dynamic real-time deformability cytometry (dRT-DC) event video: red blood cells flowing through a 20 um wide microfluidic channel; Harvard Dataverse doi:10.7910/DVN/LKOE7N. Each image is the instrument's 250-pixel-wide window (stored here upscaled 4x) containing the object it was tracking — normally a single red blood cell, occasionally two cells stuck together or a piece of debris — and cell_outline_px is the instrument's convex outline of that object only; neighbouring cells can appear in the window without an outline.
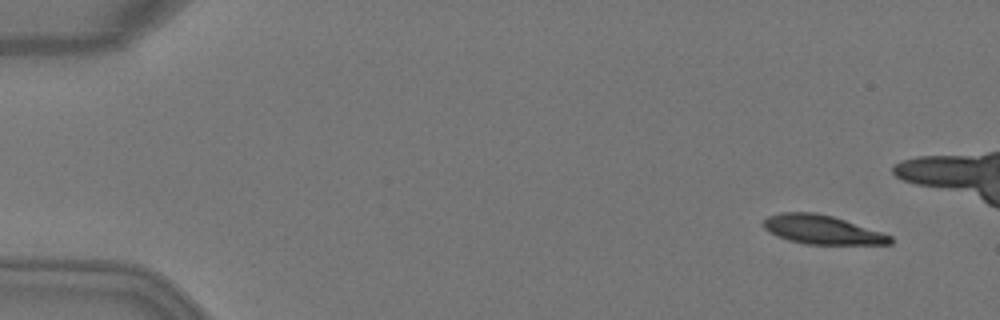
{"species": "Egyptian fruit bat (a non-hibernating species)", "species_latin": "Rousettus aegyptiacus", "temperature_condition": "warm", "stored_images_in_passage": 5, "camera_frame_rate_fps": 3000, "um_per_image_px": 0.085, "animal": {"sex": "female"}, "frame": {"image": 1, "passage_image": 1, "time_ms": 0.0, "image_size_px": [1000, 320], "cell_outline_px": [[892, 244], [808, 244], [788, 240], [768, 232], [760, 224], [768, 216], [780, 212], [816, 212], [832, 216], [892, 236]], "centroid_in_image_um": [69.81, 19.52], "position_along_channel_um": 15.2, "area_um2": 21.21}}